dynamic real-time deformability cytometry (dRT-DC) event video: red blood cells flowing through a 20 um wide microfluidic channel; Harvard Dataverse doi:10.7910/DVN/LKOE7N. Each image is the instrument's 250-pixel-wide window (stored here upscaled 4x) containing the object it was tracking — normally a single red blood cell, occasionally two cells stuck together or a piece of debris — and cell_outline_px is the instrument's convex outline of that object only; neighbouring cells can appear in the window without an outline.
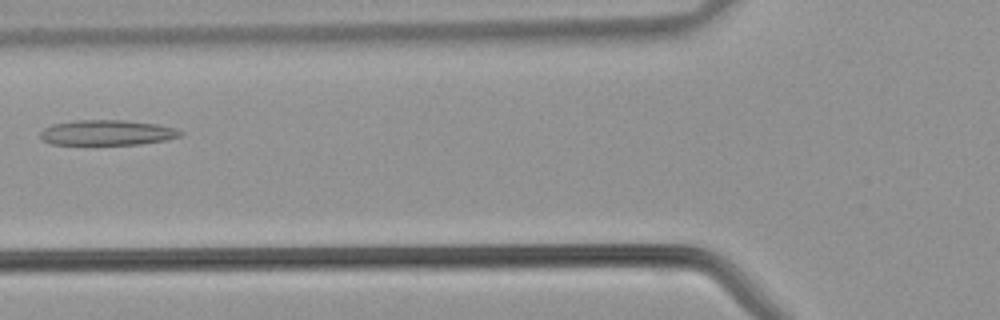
{"species": "common noctule bat (a hibernating species)", "species_latin": "Nyctalus noctula", "temperature_condition": "warm", "stored_images_in_passage": 29, "camera_frame_rate_fps": 3000, "um_per_image_px": 0.085, "animal": {"sex": "male", "body_mass_g": 21.5, "forearm_length_mm": 52.0}, "frame": {"image": 1, "passage_image": 5, "time_ms": 1.333, "image_size_px": [1000, 320], "cell_outline_px": [[184, 132], [180, 136], [164, 140], [140, 144], [48, 144], [40, 136], [40, 132], [44, 128], [52, 124], [76, 120], [124, 120], [156, 124], [176, 128]], "centroid_in_image_um": [9.09, 11.27], "position_along_channel_um": 116.7, "area_um2": 20.52}}
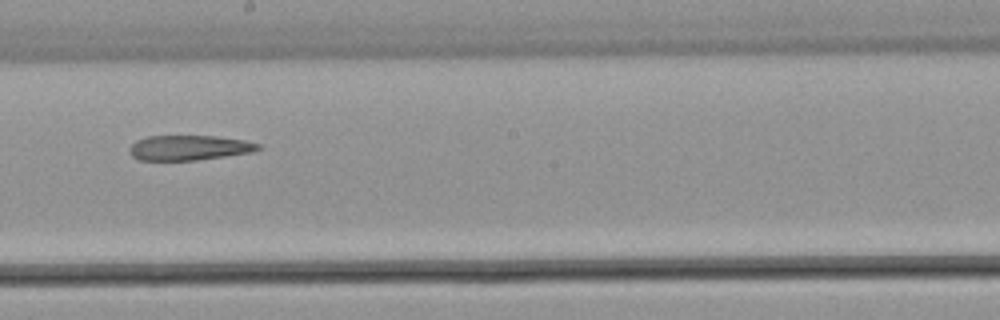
{"frame": {"image": 2, "passage_image": 12, "time_ms": 3.667, "image_size_px": [1000, 320], "cell_outline_px": [[264, 148], [252, 152], [196, 160], [136, 160], [128, 152], [128, 148], [136, 140], [148, 136], [216, 136], [244, 140], [260, 144]], "centroid_in_image_um": [16.06, 12.56], "position_along_channel_um": 232.1, "area_um2": 18.84}}
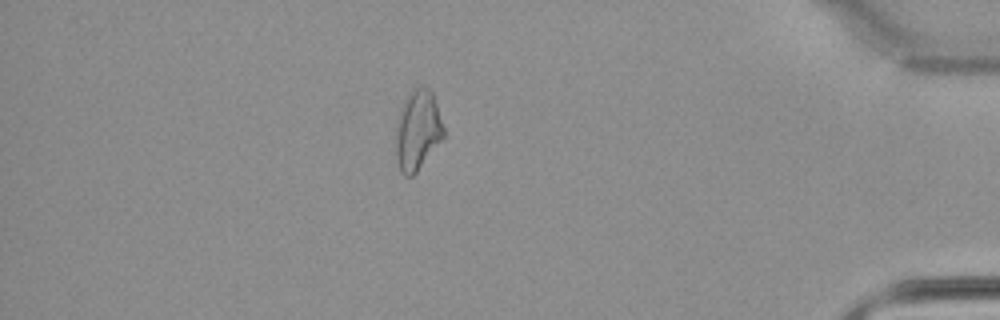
{"frame": {"image": 3, "passage_image": 25, "time_ms": 8.0, "image_size_px": [1000, 320], "cell_outline_px": [[444, 136], [416, 172], [412, 176], [404, 176], [400, 172], [396, 156], [396, 120], [404, 100], [408, 92], [424, 84], [432, 92], [444, 128]], "centroid_in_image_um": [35.47, 11.04], "position_along_channel_um": 399.7, "area_um2": 22.2}}